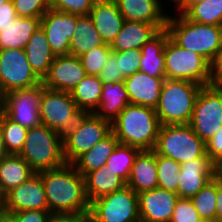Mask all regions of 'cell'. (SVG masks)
<instances>
[{
  "instance_id": "1",
  "label": "cell",
  "mask_w": 222,
  "mask_h": 222,
  "mask_svg": "<svg viewBox=\"0 0 222 222\" xmlns=\"http://www.w3.org/2000/svg\"><path fill=\"white\" fill-rule=\"evenodd\" d=\"M51 213H89L85 178L73 164L39 172Z\"/></svg>"
},
{
  "instance_id": "2",
  "label": "cell",
  "mask_w": 222,
  "mask_h": 222,
  "mask_svg": "<svg viewBox=\"0 0 222 222\" xmlns=\"http://www.w3.org/2000/svg\"><path fill=\"white\" fill-rule=\"evenodd\" d=\"M160 126L155 109L128 104L112 122L111 129L120 144L153 150Z\"/></svg>"
},
{
  "instance_id": "3",
  "label": "cell",
  "mask_w": 222,
  "mask_h": 222,
  "mask_svg": "<svg viewBox=\"0 0 222 222\" xmlns=\"http://www.w3.org/2000/svg\"><path fill=\"white\" fill-rule=\"evenodd\" d=\"M41 124L56 132L64 143L79 129L90 114L77 107L70 92L44 88L39 106Z\"/></svg>"
},
{
  "instance_id": "4",
  "label": "cell",
  "mask_w": 222,
  "mask_h": 222,
  "mask_svg": "<svg viewBox=\"0 0 222 222\" xmlns=\"http://www.w3.org/2000/svg\"><path fill=\"white\" fill-rule=\"evenodd\" d=\"M165 29L175 44L202 55L209 63L222 46V26L193 22L172 13Z\"/></svg>"
},
{
  "instance_id": "5",
  "label": "cell",
  "mask_w": 222,
  "mask_h": 222,
  "mask_svg": "<svg viewBox=\"0 0 222 222\" xmlns=\"http://www.w3.org/2000/svg\"><path fill=\"white\" fill-rule=\"evenodd\" d=\"M202 87L186 80L165 79L155 108L160 124H190L195 102Z\"/></svg>"
},
{
  "instance_id": "6",
  "label": "cell",
  "mask_w": 222,
  "mask_h": 222,
  "mask_svg": "<svg viewBox=\"0 0 222 222\" xmlns=\"http://www.w3.org/2000/svg\"><path fill=\"white\" fill-rule=\"evenodd\" d=\"M21 156L35 173L57 169L66 164L63 143L54 130L44 124L28 129Z\"/></svg>"
},
{
  "instance_id": "7",
  "label": "cell",
  "mask_w": 222,
  "mask_h": 222,
  "mask_svg": "<svg viewBox=\"0 0 222 222\" xmlns=\"http://www.w3.org/2000/svg\"><path fill=\"white\" fill-rule=\"evenodd\" d=\"M153 151L182 164L206 154V144L189 124L161 125Z\"/></svg>"
},
{
  "instance_id": "8",
  "label": "cell",
  "mask_w": 222,
  "mask_h": 222,
  "mask_svg": "<svg viewBox=\"0 0 222 222\" xmlns=\"http://www.w3.org/2000/svg\"><path fill=\"white\" fill-rule=\"evenodd\" d=\"M166 79L186 80L202 86L212 84L210 63L200 54L181 48L170 38L164 48Z\"/></svg>"
},
{
  "instance_id": "9",
  "label": "cell",
  "mask_w": 222,
  "mask_h": 222,
  "mask_svg": "<svg viewBox=\"0 0 222 222\" xmlns=\"http://www.w3.org/2000/svg\"><path fill=\"white\" fill-rule=\"evenodd\" d=\"M90 222H140L138 194L128 185L90 203Z\"/></svg>"
},
{
  "instance_id": "10",
  "label": "cell",
  "mask_w": 222,
  "mask_h": 222,
  "mask_svg": "<svg viewBox=\"0 0 222 222\" xmlns=\"http://www.w3.org/2000/svg\"><path fill=\"white\" fill-rule=\"evenodd\" d=\"M205 143L222 127V85L203 86L189 124Z\"/></svg>"
},
{
  "instance_id": "11",
  "label": "cell",
  "mask_w": 222,
  "mask_h": 222,
  "mask_svg": "<svg viewBox=\"0 0 222 222\" xmlns=\"http://www.w3.org/2000/svg\"><path fill=\"white\" fill-rule=\"evenodd\" d=\"M41 83L27 89H15L0 98V110L13 122L30 129L41 124L39 106L44 90Z\"/></svg>"
},
{
  "instance_id": "12",
  "label": "cell",
  "mask_w": 222,
  "mask_h": 222,
  "mask_svg": "<svg viewBox=\"0 0 222 222\" xmlns=\"http://www.w3.org/2000/svg\"><path fill=\"white\" fill-rule=\"evenodd\" d=\"M41 84L31 69L24 49H0V98L15 89Z\"/></svg>"
},
{
  "instance_id": "13",
  "label": "cell",
  "mask_w": 222,
  "mask_h": 222,
  "mask_svg": "<svg viewBox=\"0 0 222 222\" xmlns=\"http://www.w3.org/2000/svg\"><path fill=\"white\" fill-rule=\"evenodd\" d=\"M112 132L111 123L90 113L81 127L63 143V155L67 164H73L81 155L102 141Z\"/></svg>"
},
{
  "instance_id": "14",
  "label": "cell",
  "mask_w": 222,
  "mask_h": 222,
  "mask_svg": "<svg viewBox=\"0 0 222 222\" xmlns=\"http://www.w3.org/2000/svg\"><path fill=\"white\" fill-rule=\"evenodd\" d=\"M77 23V15L49 9L41 17L50 49L55 56L69 55L70 40Z\"/></svg>"
},
{
  "instance_id": "15",
  "label": "cell",
  "mask_w": 222,
  "mask_h": 222,
  "mask_svg": "<svg viewBox=\"0 0 222 222\" xmlns=\"http://www.w3.org/2000/svg\"><path fill=\"white\" fill-rule=\"evenodd\" d=\"M5 213L23 210H48L42 178L35 173L27 181L11 189L2 197Z\"/></svg>"
},
{
  "instance_id": "16",
  "label": "cell",
  "mask_w": 222,
  "mask_h": 222,
  "mask_svg": "<svg viewBox=\"0 0 222 222\" xmlns=\"http://www.w3.org/2000/svg\"><path fill=\"white\" fill-rule=\"evenodd\" d=\"M85 76L79 57L70 54L55 56L41 83L51 90L71 92Z\"/></svg>"
},
{
  "instance_id": "17",
  "label": "cell",
  "mask_w": 222,
  "mask_h": 222,
  "mask_svg": "<svg viewBox=\"0 0 222 222\" xmlns=\"http://www.w3.org/2000/svg\"><path fill=\"white\" fill-rule=\"evenodd\" d=\"M179 196L161 188L138 194L140 222H170Z\"/></svg>"
},
{
  "instance_id": "18",
  "label": "cell",
  "mask_w": 222,
  "mask_h": 222,
  "mask_svg": "<svg viewBox=\"0 0 222 222\" xmlns=\"http://www.w3.org/2000/svg\"><path fill=\"white\" fill-rule=\"evenodd\" d=\"M216 167L205 154L203 157L183 162L180 168L177 195L192 198L215 177Z\"/></svg>"
},
{
  "instance_id": "19",
  "label": "cell",
  "mask_w": 222,
  "mask_h": 222,
  "mask_svg": "<svg viewBox=\"0 0 222 222\" xmlns=\"http://www.w3.org/2000/svg\"><path fill=\"white\" fill-rule=\"evenodd\" d=\"M123 18L128 21H142L155 25L159 30L166 28L170 10L166 11L162 0H114Z\"/></svg>"
},
{
  "instance_id": "20",
  "label": "cell",
  "mask_w": 222,
  "mask_h": 222,
  "mask_svg": "<svg viewBox=\"0 0 222 222\" xmlns=\"http://www.w3.org/2000/svg\"><path fill=\"white\" fill-rule=\"evenodd\" d=\"M166 78L151 77L137 71L124 79L130 104L141 105L155 109L161 95L162 84Z\"/></svg>"
},
{
  "instance_id": "21",
  "label": "cell",
  "mask_w": 222,
  "mask_h": 222,
  "mask_svg": "<svg viewBox=\"0 0 222 222\" xmlns=\"http://www.w3.org/2000/svg\"><path fill=\"white\" fill-rule=\"evenodd\" d=\"M89 15L104 43L111 45L125 21L116 2L114 0H96Z\"/></svg>"
},
{
  "instance_id": "22",
  "label": "cell",
  "mask_w": 222,
  "mask_h": 222,
  "mask_svg": "<svg viewBox=\"0 0 222 222\" xmlns=\"http://www.w3.org/2000/svg\"><path fill=\"white\" fill-rule=\"evenodd\" d=\"M126 185L136 194L158 188L156 153L153 150L138 153Z\"/></svg>"
},
{
  "instance_id": "23",
  "label": "cell",
  "mask_w": 222,
  "mask_h": 222,
  "mask_svg": "<svg viewBox=\"0 0 222 222\" xmlns=\"http://www.w3.org/2000/svg\"><path fill=\"white\" fill-rule=\"evenodd\" d=\"M169 38L168 31L163 29L142 46L139 71L151 77L166 78L164 48Z\"/></svg>"
},
{
  "instance_id": "24",
  "label": "cell",
  "mask_w": 222,
  "mask_h": 222,
  "mask_svg": "<svg viewBox=\"0 0 222 222\" xmlns=\"http://www.w3.org/2000/svg\"><path fill=\"white\" fill-rule=\"evenodd\" d=\"M160 30L153 24L125 20L120 33L110 45L112 51L141 49Z\"/></svg>"
},
{
  "instance_id": "25",
  "label": "cell",
  "mask_w": 222,
  "mask_h": 222,
  "mask_svg": "<svg viewBox=\"0 0 222 222\" xmlns=\"http://www.w3.org/2000/svg\"><path fill=\"white\" fill-rule=\"evenodd\" d=\"M128 104L130 100L124 81L103 83L100 102L93 113L112 124Z\"/></svg>"
},
{
  "instance_id": "26",
  "label": "cell",
  "mask_w": 222,
  "mask_h": 222,
  "mask_svg": "<svg viewBox=\"0 0 222 222\" xmlns=\"http://www.w3.org/2000/svg\"><path fill=\"white\" fill-rule=\"evenodd\" d=\"M34 174L30 165L21 156L13 154L0 156V196L3 197Z\"/></svg>"
},
{
  "instance_id": "27",
  "label": "cell",
  "mask_w": 222,
  "mask_h": 222,
  "mask_svg": "<svg viewBox=\"0 0 222 222\" xmlns=\"http://www.w3.org/2000/svg\"><path fill=\"white\" fill-rule=\"evenodd\" d=\"M24 50L31 69L42 80L48 73L55 55L41 26L32 34Z\"/></svg>"
},
{
  "instance_id": "28",
  "label": "cell",
  "mask_w": 222,
  "mask_h": 222,
  "mask_svg": "<svg viewBox=\"0 0 222 222\" xmlns=\"http://www.w3.org/2000/svg\"><path fill=\"white\" fill-rule=\"evenodd\" d=\"M41 18L17 17L0 32V49H24L32 34L40 27Z\"/></svg>"
},
{
  "instance_id": "29",
  "label": "cell",
  "mask_w": 222,
  "mask_h": 222,
  "mask_svg": "<svg viewBox=\"0 0 222 222\" xmlns=\"http://www.w3.org/2000/svg\"><path fill=\"white\" fill-rule=\"evenodd\" d=\"M104 44L89 14L77 15L75 32L70 40L69 54L80 57L84 53Z\"/></svg>"
},
{
  "instance_id": "30",
  "label": "cell",
  "mask_w": 222,
  "mask_h": 222,
  "mask_svg": "<svg viewBox=\"0 0 222 222\" xmlns=\"http://www.w3.org/2000/svg\"><path fill=\"white\" fill-rule=\"evenodd\" d=\"M119 144L116 136L111 132L102 141L95 144L92 149L81 155L73 165L77 171L85 176L87 173L105 166L108 158Z\"/></svg>"
},
{
  "instance_id": "31",
  "label": "cell",
  "mask_w": 222,
  "mask_h": 222,
  "mask_svg": "<svg viewBox=\"0 0 222 222\" xmlns=\"http://www.w3.org/2000/svg\"><path fill=\"white\" fill-rule=\"evenodd\" d=\"M86 195L91 203L95 199L113 193L126 186V182L105 166L85 176Z\"/></svg>"
},
{
  "instance_id": "32",
  "label": "cell",
  "mask_w": 222,
  "mask_h": 222,
  "mask_svg": "<svg viewBox=\"0 0 222 222\" xmlns=\"http://www.w3.org/2000/svg\"><path fill=\"white\" fill-rule=\"evenodd\" d=\"M102 88L103 82L98 76L87 75L70 94L78 108L93 113L98 108Z\"/></svg>"
},
{
  "instance_id": "33",
  "label": "cell",
  "mask_w": 222,
  "mask_h": 222,
  "mask_svg": "<svg viewBox=\"0 0 222 222\" xmlns=\"http://www.w3.org/2000/svg\"><path fill=\"white\" fill-rule=\"evenodd\" d=\"M140 151L138 148L119 143L108 158L105 167L127 183L135 158Z\"/></svg>"
},
{
  "instance_id": "34",
  "label": "cell",
  "mask_w": 222,
  "mask_h": 222,
  "mask_svg": "<svg viewBox=\"0 0 222 222\" xmlns=\"http://www.w3.org/2000/svg\"><path fill=\"white\" fill-rule=\"evenodd\" d=\"M183 15L193 22L222 26V0H204L196 3Z\"/></svg>"
},
{
  "instance_id": "35",
  "label": "cell",
  "mask_w": 222,
  "mask_h": 222,
  "mask_svg": "<svg viewBox=\"0 0 222 222\" xmlns=\"http://www.w3.org/2000/svg\"><path fill=\"white\" fill-rule=\"evenodd\" d=\"M217 177L215 176L191 199L203 221L216 222Z\"/></svg>"
},
{
  "instance_id": "36",
  "label": "cell",
  "mask_w": 222,
  "mask_h": 222,
  "mask_svg": "<svg viewBox=\"0 0 222 222\" xmlns=\"http://www.w3.org/2000/svg\"><path fill=\"white\" fill-rule=\"evenodd\" d=\"M1 125L5 154L18 155L23 148L28 129L10 120L2 111Z\"/></svg>"
},
{
  "instance_id": "37",
  "label": "cell",
  "mask_w": 222,
  "mask_h": 222,
  "mask_svg": "<svg viewBox=\"0 0 222 222\" xmlns=\"http://www.w3.org/2000/svg\"><path fill=\"white\" fill-rule=\"evenodd\" d=\"M156 165L158 188L177 193L181 164L172 158L156 154Z\"/></svg>"
},
{
  "instance_id": "38",
  "label": "cell",
  "mask_w": 222,
  "mask_h": 222,
  "mask_svg": "<svg viewBox=\"0 0 222 222\" xmlns=\"http://www.w3.org/2000/svg\"><path fill=\"white\" fill-rule=\"evenodd\" d=\"M111 52L110 45L104 43L81 55L79 58L86 74L98 76Z\"/></svg>"
},
{
  "instance_id": "39",
  "label": "cell",
  "mask_w": 222,
  "mask_h": 222,
  "mask_svg": "<svg viewBox=\"0 0 222 222\" xmlns=\"http://www.w3.org/2000/svg\"><path fill=\"white\" fill-rule=\"evenodd\" d=\"M18 17L41 18L51 9V0H12Z\"/></svg>"
},
{
  "instance_id": "40",
  "label": "cell",
  "mask_w": 222,
  "mask_h": 222,
  "mask_svg": "<svg viewBox=\"0 0 222 222\" xmlns=\"http://www.w3.org/2000/svg\"><path fill=\"white\" fill-rule=\"evenodd\" d=\"M96 0H51V9L76 15H87Z\"/></svg>"
},
{
  "instance_id": "41",
  "label": "cell",
  "mask_w": 222,
  "mask_h": 222,
  "mask_svg": "<svg viewBox=\"0 0 222 222\" xmlns=\"http://www.w3.org/2000/svg\"><path fill=\"white\" fill-rule=\"evenodd\" d=\"M117 55V61L119 62L120 73L124 79L133 75L140 70V49H131L126 51H114Z\"/></svg>"
},
{
  "instance_id": "42",
  "label": "cell",
  "mask_w": 222,
  "mask_h": 222,
  "mask_svg": "<svg viewBox=\"0 0 222 222\" xmlns=\"http://www.w3.org/2000/svg\"><path fill=\"white\" fill-rule=\"evenodd\" d=\"M191 199L179 198L176 202L170 222H202Z\"/></svg>"
},
{
  "instance_id": "43",
  "label": "cell",
  "mask_w": 222,
  "mask_h": 222,
  "mask_svg": "<svg viewBox=\"0 0 222 222\" xmlns=\"http://www.w3.org/2000/svg\"><path fill=\"white\" fill-rule=\"evenodd\" d=\"M49 210H23L5 213L4 222H47Z\"/></svg>"
},
{
  "instance_id": "44",
  "label": "cell",
  "mask_w": 222,
  "mask_h": 222,
  "mask_svg": "<svg viewBox=\"0 0 222 222\" xmlns=\"http://www.w3.org/2000/svg\"><path fill=\"white\" fill-rule=\"evenodd\" d=\"M98 77L103 83L108 82H121L124 81L123 75L120 73L119 62L117 61V55L112 51L107 58V62L100 71Z\"/></svg>"
},
{
  "instance_id": "45",
  "label": "cell",
  "mask_w": 222,
  "mask_h": 222,
  "mask_svg": "<svg viewBox=\"0 0 222 222\" xmlns=\"http://www.w3.org/2000/svg\"><path fill=\"white\" fill-rule=\"evenodd\" d=\"M205 144L206 154L216 167L222 162V127Z\"/></svg>"
},
{
  "instance_id": "46",
  "label": "cell",
  "mask_w": 222,
  "mask_h": 222,
  "mask_svg": "<svg viewBox=\"0 0 222 222\" xmlns=\"http://www.w3.org/2000/svg\"><path fill=\"white\" fill-rule=\"evenodd\" d=\"M47 222H90L89 213H51Z\"/></svg>"
},
{
  "instance_id": "47",
  "label": "cell",
  "mask_w": 222,
  "mask_h": 222,
  "mask_svg": "<svg viewBox=\"0 0 222 222\" xmlns=\"http://www.w3.org/2000/svg\"><path fill=\"white\" fill-rule=\"evenodd\" d=\"M17 17L12 1L0 4V32L3 28L13 24Z\"/></svg>"
},
{
  "instance_id": "48",
  "label": "cell",
  "mask_w": 222,
  "mask_h": 222,
  "mask_svg": "<svg viewBox=\"0 0 222 222\" xmlns=\"http://www.w3.org/2000/svg\"><path fill=\"white\" fill-rule=\"evenodd\" d=\"M210 76L213 85H222V46L210 61Z\"/></svg>"
},
{
  "instance_id": "49",
  "label": "cell",
  "mask_w": 222,
  "mask_h": 222,
  "mask_svg": "<svg viewBox=\"0 0 222 222\" xmlns=\"http://www.w3.org/2000/svg\"><path fill=\"white\" fill-rule=\"evenodd\" d=\"M204 0H172L171 3L172 4H168L169 6L172 5V7L175 9H173L174 12L175 11V15H183L192 5L196 4V3H200L203 2Z\"/></svg>"
},
{
  "instance_id": "50",
  "label": "cell",
  "mask_w": 222,
  "mask_h": 222,
  "mask_svg": "<svg viewBox=\"0 0 222 222\" xmlns=\"http://www.w3.org/2000/svg\"><path fill=\"white\" fill-rule=\"evenodd\" d=\"M216 222H222V182L217 178Z\"/></svg>"
},
{
  "instance_id": "51",
  "label": "cell",
  "mask_w": 222,
  "mask_h": 222,
  "mask_svg": "<svg viewBox=\"0 0 222 222\" xmlns=\"http://www.w3.org/2000/svg\"><path fill=\"white\" fill-rule=\"evenodd\" d=\"M5 155L4 146H3V134H2V125H1V110H0V156Z\"/></svg>"
},
{
  "instance_id": "52",
  "label": "cell",
  "mask_w": 222,
  "mask_h": 222,
  "mask_svg": "<svg viewBox=\"0 0 222 222\" xmlns=\"http://www.w3.org/2000/svg\"><path fill=\"white\" fill-rule=\"evenodd\" d=\"M215 176L222 182V162L216 166Z\"/></svg>"
},
{
  "instance_id": "53",
  "label": "cell",
  "mask_w": 222,
  "mask_h": 222,
  "mask_svg": "<svg viewBox=\"0 0 222 222\" xmlns=\"http://www.w3.org/2000/svg\"><path fill=\"white\" fill-rule=\"evenodd\" d=\"M4 216H5V212L3 208V203H2V200H0V222H4Z\"/></svg>"
},
{
  "instance_id": "54",
  "label": "cell",
  "mask_w": 222,
  "mask_h": 222,
  "mask_svg": "<svg viewBox=\"0 0 222 222\" xmlns=\"http://www.w3.org/2000/svg\"><path fill=\"white\" fill-rule=\"evenodd\" d=\"M7 1H12V0H0V4L5 3Z\"/></svg>"
}]
</instances>
